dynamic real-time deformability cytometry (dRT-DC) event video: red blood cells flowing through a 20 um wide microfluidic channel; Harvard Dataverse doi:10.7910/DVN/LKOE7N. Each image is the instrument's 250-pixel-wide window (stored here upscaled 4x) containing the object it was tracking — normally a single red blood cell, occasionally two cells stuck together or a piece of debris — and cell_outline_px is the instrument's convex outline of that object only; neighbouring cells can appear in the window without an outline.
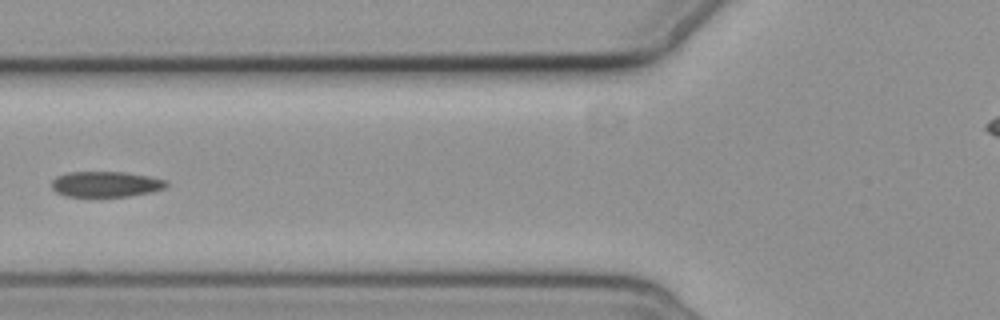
{"species": "common noctule bat (a hibernating species)", "species_latin": "Nyctalus noctula", "temperature_condition": "cold", "stored_images_in_passage": 8, "camera_frame_rate_fps": 3000, "um_per_image_px": 0.085, "animal": {"sex": "female", "body_mass_g": 19.3, "forearm_length_mm": 54.1}, "frame": {"image": 1, "passage_image": 5, "time_ms": 5.667, "image_size_px": [1000, 320], "cell_outline_px": [[168, 184], [164, 188], [152, 192], [128, 196], [64, 196], [56, 192], [52, 188], [52, 180], [56, 176], [68, 172], [124, 172], [148, 176], [168, 180]], "centroid_in_image_um": [8.99, 15.65], "position_along_channel_um": 116.8, "area_um2": 17.11}}
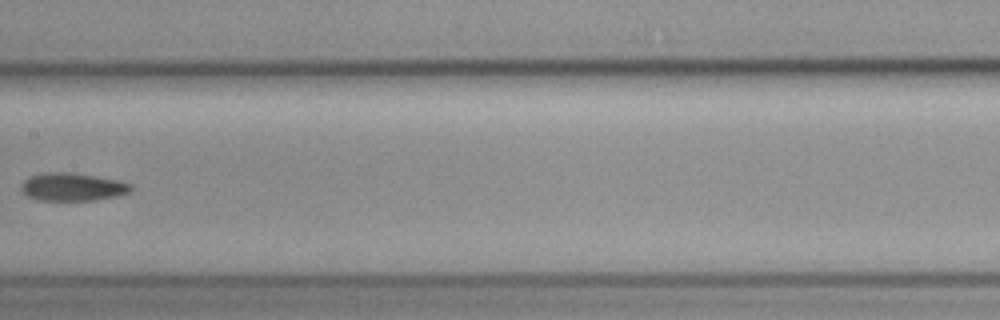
{"frame": {"image": 2, "passage_image": 7, "time_ms": 8.0, "image_size_px": [1000, 320], "cell_outline_px": [[132, 188], [128, 192], [116, 196], [96, 200], [40, 200], [28, 196], [20, 188], [20, 184], [24, 180], [32, 176], [52, 172], [68, 172], [116, 180], [132, 184]], "centroid_in_image_um": [6.15, 15.9], "position_along_channel_um": 201.3, "area_um2": 17.46}}